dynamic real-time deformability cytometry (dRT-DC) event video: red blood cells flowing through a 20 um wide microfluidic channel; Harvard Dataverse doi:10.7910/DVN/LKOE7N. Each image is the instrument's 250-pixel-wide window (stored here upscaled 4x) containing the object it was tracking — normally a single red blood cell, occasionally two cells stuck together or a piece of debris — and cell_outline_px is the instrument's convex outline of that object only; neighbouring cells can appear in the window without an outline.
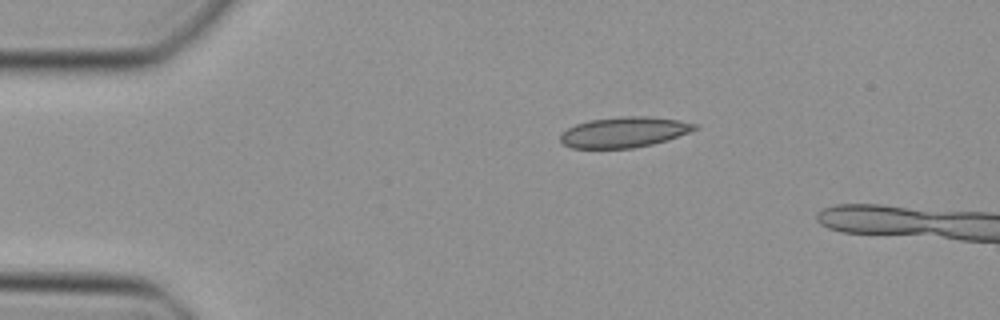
{"species": "Egyptian fruit bat (a non-hibernating species)", "species_latin": "Rousettus aegyptiacus", "temperature_condition": "cold", "stored_images_in_passage": 5, "camera_frame_rate_fps": 3000, "um_per_image_px": 0.085, "animal": {"sex": "female"}, "frame": {"image": 1, "passage_image": 1, "time_ms": 0.0, "image_size_px": [1000, 320], "cell_outline_px": [[700, 128], [668, 140], [652, 144], [632, 148], [572, 148], [564, 144], [560, 140], [560, 136], [568, 128], [576, 124], [588, 120], [620, 116], [652, 116], [680, 120], [696, 124]], "centroid_in_image_um": [53.09, 11.22], "position_along_channel_um": 31.9, "area_um2": 23.99}}